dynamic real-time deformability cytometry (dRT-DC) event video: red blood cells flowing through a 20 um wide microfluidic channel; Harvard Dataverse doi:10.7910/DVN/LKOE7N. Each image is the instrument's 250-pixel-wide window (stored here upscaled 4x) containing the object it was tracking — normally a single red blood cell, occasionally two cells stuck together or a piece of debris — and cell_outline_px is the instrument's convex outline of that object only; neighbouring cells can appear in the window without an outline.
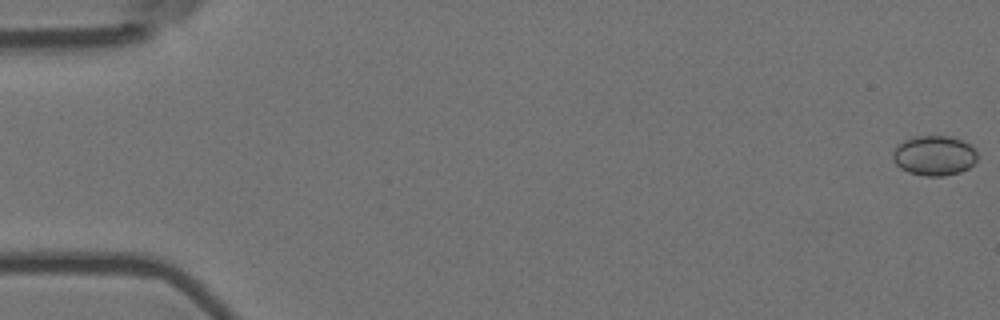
{"species": "Egyptian fruit bat (a non-hibernating species)", "species_latin": "Rousettus aegyptiacus", "temperature_condition": "room temperature", "stored_images_in_passage": 14, "camera_frame_rate_fps": 3000, "um_per_image_px": 0.085, "animal": {"sex": "female"}, "frame": {"image": 1, "passage_image": 1, "time_ms": 0.0, "image_size_px": [1000, 320], "cell_outline_px": [[976, 160], [968, 168], [960, 172], [940, 176], [924, 176], [908, 172], [900, 168], [892, 160], [892, 152], [896, 144], [912, 136], [952, 136], [964, 140], [976, 152]], "centroid_in_image_um": [79.35, 13.21], "position_along_channel_um": 5.6, "area_um2": 19.83}}